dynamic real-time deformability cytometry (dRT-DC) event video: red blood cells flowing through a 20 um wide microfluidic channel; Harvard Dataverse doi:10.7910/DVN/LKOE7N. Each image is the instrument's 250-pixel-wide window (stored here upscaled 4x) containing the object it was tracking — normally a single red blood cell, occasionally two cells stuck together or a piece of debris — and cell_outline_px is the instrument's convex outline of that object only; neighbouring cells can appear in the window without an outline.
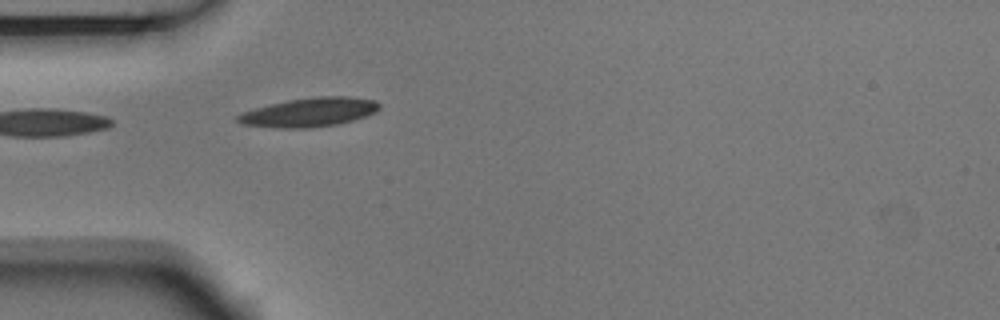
{"species": "Egyptian fruit bat (a non-hibernating species)", "species_latin": "Rousettus aegyptiacus", "temperature_condition": "room temperature", "stored_images_in_passage": 5, "camera_frame_rate_fps": 3000, "um_per_image_px": 0.085, "animal": {"sex": "male"}, "frame": {"image": 1, "passage_image": 5, "time_ms": 1.333, "image_size_px": [1000, 320], "cell_outline_px": [[380, 108], [376, 112], [352, 120], [336, 124], [308, 128], [280, 128], [240, 124], [236, 120], [236, 116], [244, 112], [256, 108], [288, 100], [320, 96], [348, 96], [376, 100], [380, 104]], "centroid_in_image_um": [26.31, 9.54], "position_along_channel_um": 58.7, "area_um2": 23.7}}